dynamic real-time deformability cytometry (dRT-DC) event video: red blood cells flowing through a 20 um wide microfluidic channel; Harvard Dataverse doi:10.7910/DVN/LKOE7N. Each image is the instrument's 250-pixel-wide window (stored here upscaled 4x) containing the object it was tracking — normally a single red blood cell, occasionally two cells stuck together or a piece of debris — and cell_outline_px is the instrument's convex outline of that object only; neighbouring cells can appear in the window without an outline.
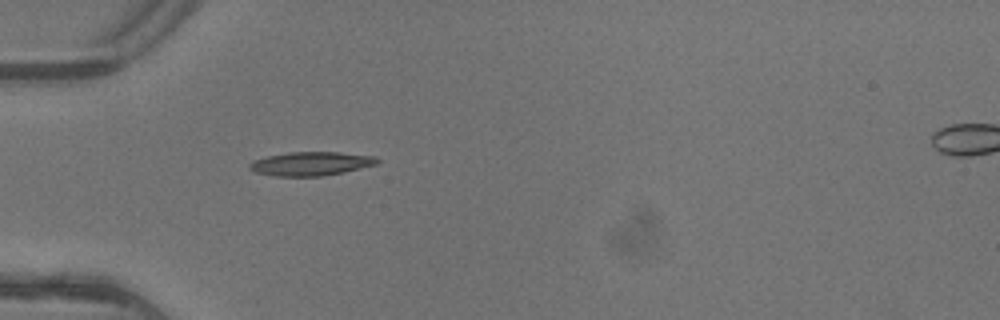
{"species": "common noctule bat (a hibernating species)", "species_latin": "Nyctalus noctula", "temperature_condition": "warm", "stored_images_in_passage": 2, "segment_of_instrument_passage": [1, 2], "camera_frame_rate_fps": 3000, "um_per_image_px": 0.085, "animal": {"sex": "female"}, "frame": {"image": 1, "passage_image": 1, "time_ms": 0.0, "image_size_px": [1000, 320], "cell_outline_px": [[380, 160], [376, 164], [344, 172], [320, 176], [276, 176], [256, 172], [248, 168], [248, 164], [256, 160], [268, 156], [288, 152], [340, 152], [376, 156]], "centroid_in_image_um": [26.45, 13.9], "position_along_channel_um": 58.5, "area_um2": 17.57}}